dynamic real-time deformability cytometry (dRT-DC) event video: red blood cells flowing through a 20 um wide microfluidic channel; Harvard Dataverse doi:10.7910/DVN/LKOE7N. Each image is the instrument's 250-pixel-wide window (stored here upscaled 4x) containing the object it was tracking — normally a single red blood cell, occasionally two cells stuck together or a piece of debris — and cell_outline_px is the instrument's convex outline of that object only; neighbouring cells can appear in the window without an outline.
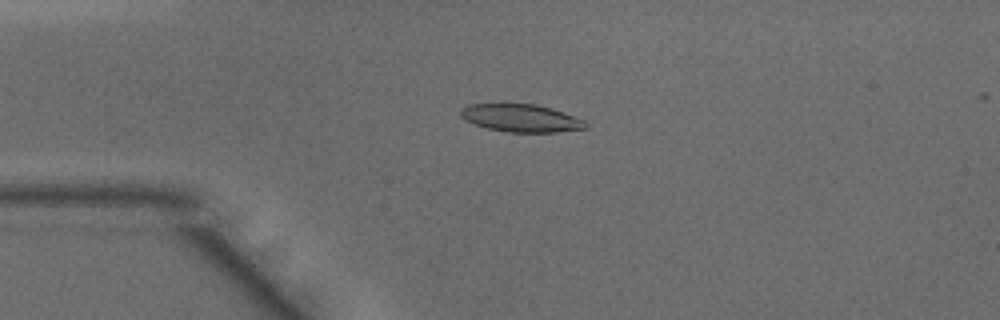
{"species": "common noctule bat (a hibernating species)", "species_latin": "Nyctalus noctula", "temperature_condition": "warm", "stored_images_in_passage": 47, "camera_frame_rate_fps": 3000, "um_per_image_px": 0.085, "animal": {"sex": "male", "body_mass_g": 15.6}, "frame": {"image": 1, "passage_image": 11, "time_ms": 3.333, "image_size_px": [1000, 320], "cell_outline_px": [[588, 128], [556, 132], [508, 132], [488, 128], [464, 120], [460, 116], [460, 108], [468, 104], [536, 104], [552, 108], [584, 120], [588, 124]], "centroid_in_image_um": [44.28, 10.03], "position_along_channel_um": 40.7, "area_um2": 20.17}}
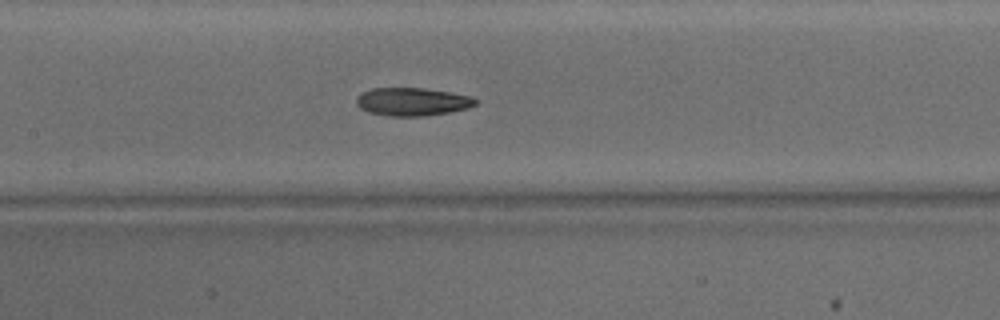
{"frame": {"image": 2, "passage_image": 22, "time_ms": 7.0, "image_size_px": [1000, 320], "cell_outline_px": [[476, 104], [468, 108], [452, 112], [424, 116], [388, 116], [368, 112], [360, 108], [356, 104], [356, 96], [372, 88], [424, 88], [448, 92], [468, 96], [476, 100]], "centroid_in_image_um": [35.01, 8.65], "position_along_channel_um": 172.4, "area_um2": 19.42}}
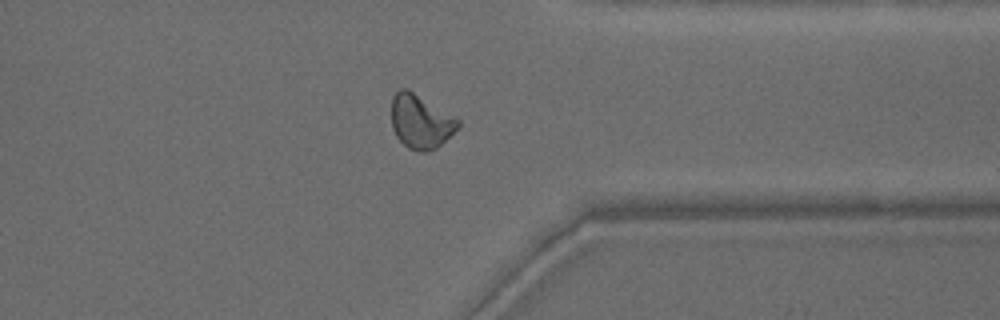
{"frame": {"image": 3, "passage_image": 37, "time_ms": 12.0, "image_size_px": [1000, 320], "cell_outline_px": [[460, 124], [436, 148], [428, 152], [424, 152], [408, 148], [396, 136], [392, 128], [392, 96], [400, 88], [408, 88], [456, 116], [460, 120]], "centroid_in_image_um": [35.74, 10.29], "position_along_channel_um": 375.7, "area_um2": 20.92}, "authors_computed_cell_mechanics": {"area_um2": 20.2878, "velocity_mm_per_s": 4.1911, "shape_relaxation_time_tau1_ms": 4.1762, "shape_relaxation_time_tau2_ms": 3.0569, "deformation_change_tau1": 0.1544, "deformation_change_tau2": 0.0999}}